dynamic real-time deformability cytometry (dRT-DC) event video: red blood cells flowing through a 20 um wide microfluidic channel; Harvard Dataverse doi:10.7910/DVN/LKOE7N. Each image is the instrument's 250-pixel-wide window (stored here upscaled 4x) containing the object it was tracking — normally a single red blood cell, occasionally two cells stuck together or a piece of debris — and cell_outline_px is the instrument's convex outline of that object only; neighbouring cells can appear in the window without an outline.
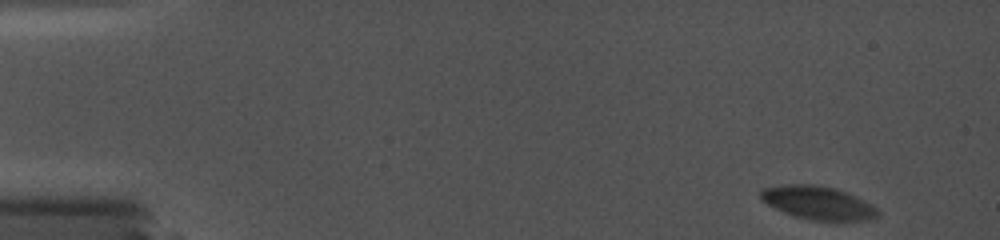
{"species": "common noctule bat (a hibernating species)", "species_latin": "Nyctalus noctula", "temperature_condition": "cold", "stored_images_in_passage": 13, "camera_frame_rate_fps": 5000, "um_per_image_px": 0.085, "animal": {"sex": "female", "body_mass_g": 19.0, "forearm_length_mm": 56.7}, "frame": {"image": 1, "passage_image": 1, "time_ms": 0.0, "image_size_px": [1000, 240], "cell_outline_px": [[880, 216], [864, 220], [812, 220], [792, 216], [760, 200], [760, 188], [784, 184], [812, 184], [836, 188], [848, 192], [872, 204], [880, 212]], "centroid_in_image_um": [69.51, 17.22], "position_along_channel_um": 15.5, "area_um2": 22.89}}
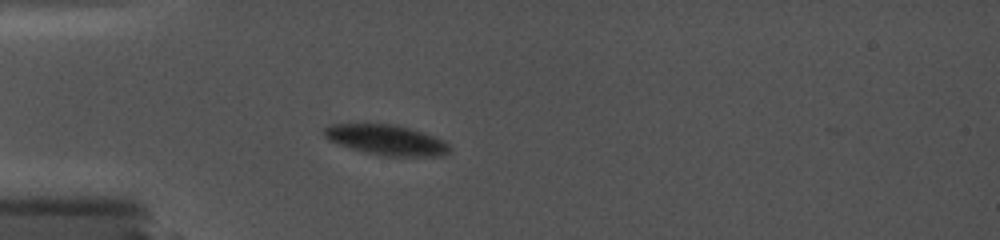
{"frame": {"image": 2, "passage_image": 12, "time_ms": 4.2, "image_size_px": [1000, 240], "cell_outline_px": [[452, 152], [440, 156], [388, 156], [364, 152], [328, 140], [324, 136], [324, 128], [328, 124], [396, 124], [444, 140], [452, 148]], "centroid_in_image_um": [32.86, 11.9], "position_along_channel_um": 52.1, "area_um2": 21.96}}